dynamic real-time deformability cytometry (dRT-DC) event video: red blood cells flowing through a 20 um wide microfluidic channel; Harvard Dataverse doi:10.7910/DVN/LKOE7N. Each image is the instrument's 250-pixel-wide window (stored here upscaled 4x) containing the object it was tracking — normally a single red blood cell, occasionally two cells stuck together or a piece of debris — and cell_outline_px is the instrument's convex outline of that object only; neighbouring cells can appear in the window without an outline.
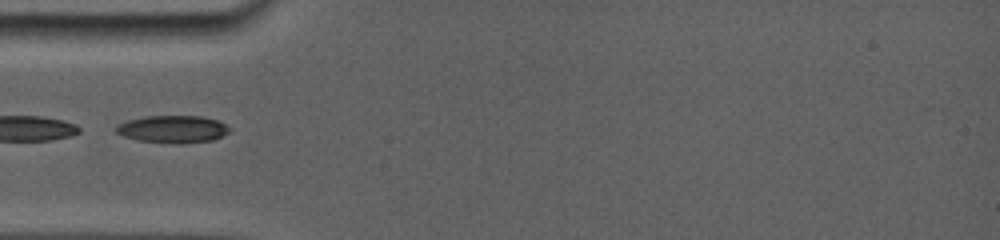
{"species": "common noctule bat (a hibernating species)", "species_latin": "Nyctalus noctula", "temperature_condition": "room temperature", "stored_images_in_passage": 16, "camera_frame_rate_fps": 5000, "um_per_image_px": 0.085, "animal": {"sex": "female", "body_mass_g": 19.0, "forearm_length_mm": 56.7}, "frame": {"image": 1, "passage_image": 1, "time_ms": 0.0, "image_size_px": [1000, 240], "cell_outline_px": [[228, 132], [212, 140], [140, 140], [124, 136], [116, 132], [116, 128], [120, 124], [128, 120], [144, 116], [204, 116], [216, 120], [224, 124], [228, 128]], "centroid_in_image_um": [14.65, 10.9], "position_along_channel_um": 70.3, "area_um2": 16.7}}
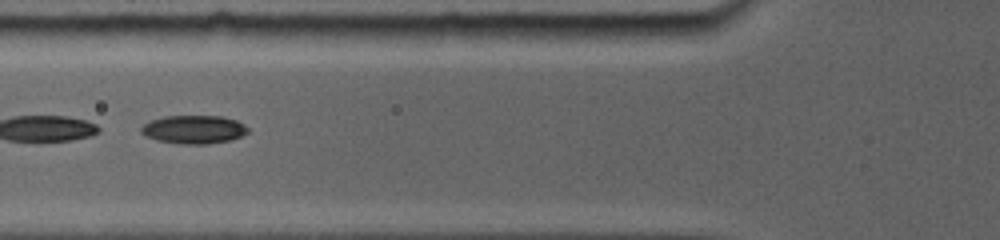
{"frame": {"image": 2, "passage_image": 5, "time_ms": 1.0, "image_size_px": [1000, 240], "cell_outline_px": [[248, 132], [240, 136], [228, 140], [204, 144], [192, 144], [160, 140], [148, 136], [140, 132], [140, 128], [144, 124], [152, 120], [164, 116], [220, 116], [236, 120], [244, 124], [248, 128]], "centroid_in_image_um": [16.49, 10.98], "position_along_channel_um": 109.3, "area_um2": 17.17}}